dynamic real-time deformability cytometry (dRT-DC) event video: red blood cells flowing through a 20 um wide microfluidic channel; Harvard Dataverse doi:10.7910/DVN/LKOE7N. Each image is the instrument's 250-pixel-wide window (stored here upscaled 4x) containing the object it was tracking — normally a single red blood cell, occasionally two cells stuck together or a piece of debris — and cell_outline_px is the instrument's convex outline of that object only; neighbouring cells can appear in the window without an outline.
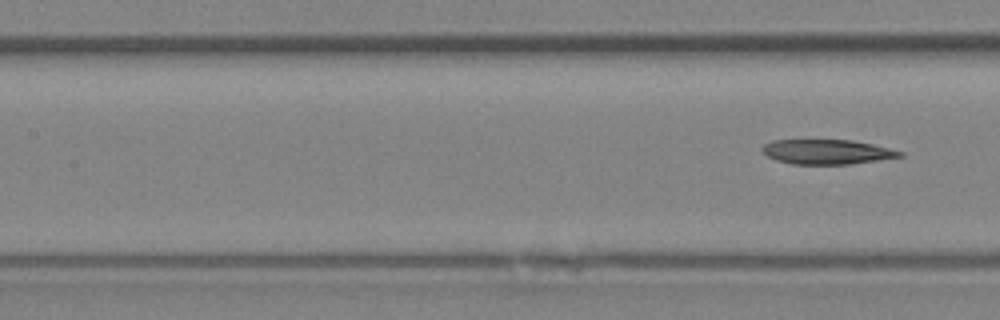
{"species": "Egyptian fruit bat (a non-hibernating species)", "species_latin": "Rousettus aegyptiacus", "temperature_condition": "room temperature", "stored_images_in_passage": 5, "segment_of_instrument_passage": [2, 2], "camera_frame_rate_fps": 3000, "um_per_image_px": 0.085, "animal": {"sex": "female"}, "frame": {"image": 1, "passage_image": 5, "time_ms": 1.333, "image_size_px": [1000, 320], "cell_outline_px": [[904, 156], [848, 164], [792, 164], [776, 160], [768, 156], [760, 148], [764, 144], [772, 140], [852, 140], [872, 144], [904, 152]], "centroid_in_image_um": [70.27, 12.9], "position_along_channel_um": 137.1, "area_um2": 19.65}}